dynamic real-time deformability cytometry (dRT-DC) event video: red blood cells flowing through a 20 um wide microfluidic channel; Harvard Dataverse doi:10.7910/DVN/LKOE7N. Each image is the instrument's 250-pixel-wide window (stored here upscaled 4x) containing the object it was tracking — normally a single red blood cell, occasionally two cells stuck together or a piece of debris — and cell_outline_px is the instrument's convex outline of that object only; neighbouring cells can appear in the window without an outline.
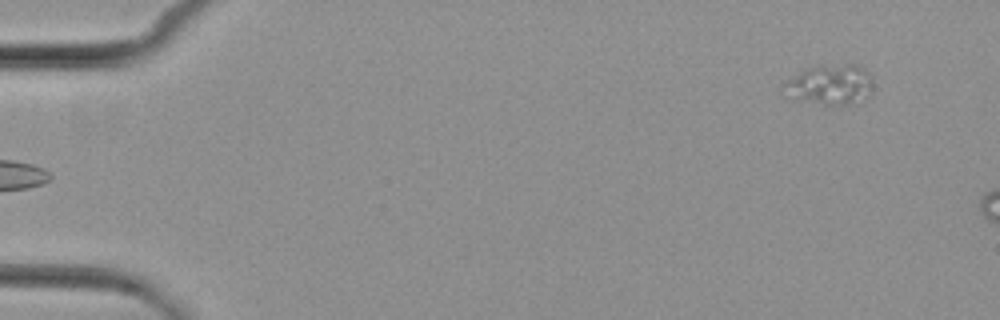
{"species": "common noctule bat (a hibernating species)", "species_latin": "Nyctalus noctula", "temperature_condition": "cold", "stored_images_in_passage": 5, "camera_frame_rate_fps": 3000, "um_per_image_px": 0.085, "animal": {"sex": "female", "body_mass_g": 29.2, "forearm_length_mm": 56.3}, "frame": {"image": 1, "passage_image": 5, "time_ms": 4.667, "image_size_px": [1000, 320], "cell_outline_px": [[872, 92], [864, 100], [852, 104], [824, 104], [800, 96], [788, 84], [788, 80], [800, 72], [816, 64], [860, 64], [872, 76]], "centroid_in_image_um": [70.84, 7.11], "position_along_channel_um": 14.2, "area_um2": 19.71}}